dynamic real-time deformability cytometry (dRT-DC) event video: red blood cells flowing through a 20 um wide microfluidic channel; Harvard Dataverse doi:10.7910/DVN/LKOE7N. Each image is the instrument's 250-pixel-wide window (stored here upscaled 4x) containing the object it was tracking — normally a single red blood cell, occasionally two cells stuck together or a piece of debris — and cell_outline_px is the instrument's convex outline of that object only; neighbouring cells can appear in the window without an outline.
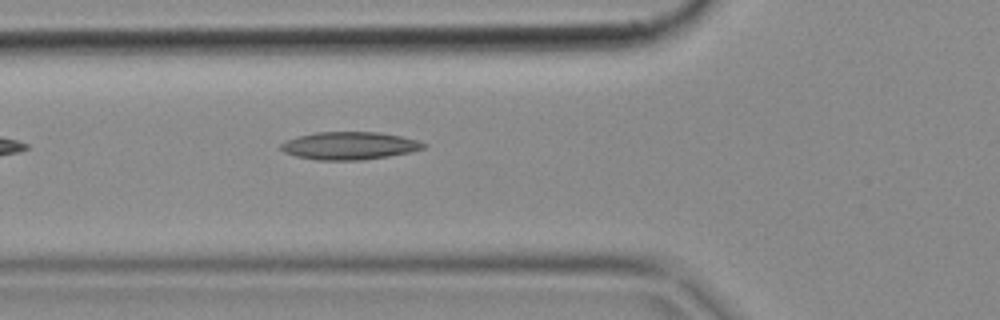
{"species": "common noctule bat (a hibernating species)", "species_latin": "Nyctalus noctula", "temperature_condition": "cold", "stored_images_in_passage": 2, "camera_frame_rate_fps": 3000, "um_per_image_px": 0.085, "animal": {"sex": "female", "body_mass_g": 18.4}, "frame": {"image": 1, "passage_image": 2, "time_ms": 0.333, "image_size_px": [1000, 320], "cell_outline_px": [[428, 144], [424, 148], [412, 152], [364, 160], [316, 160], [296, 156], [284, 152], [280, 148], [280, 144], [284, 140], [296, 136], [316, 132], [380, 132], [400, 136], [416, 140]], "centroid_in_image_um": [29.68, 12.38], "position_along_channel_um": 96.1, "area_um2": 23.24}}